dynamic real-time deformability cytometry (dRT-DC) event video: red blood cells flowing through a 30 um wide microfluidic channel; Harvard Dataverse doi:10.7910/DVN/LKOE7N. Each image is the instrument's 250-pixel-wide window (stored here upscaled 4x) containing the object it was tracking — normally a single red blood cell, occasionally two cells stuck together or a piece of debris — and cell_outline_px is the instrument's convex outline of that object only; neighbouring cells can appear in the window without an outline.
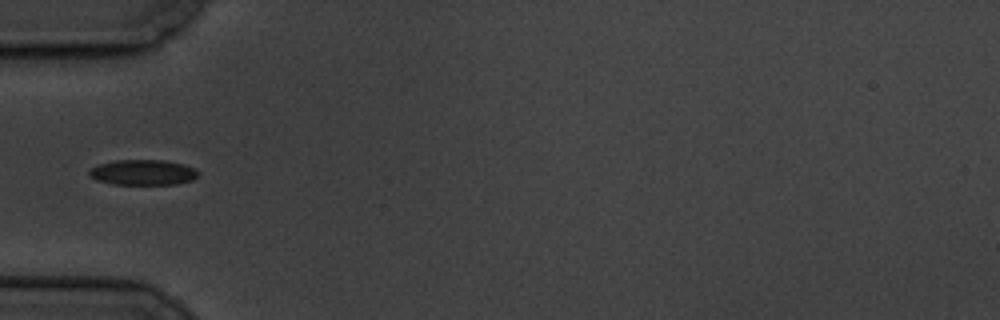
{"species": "common noctule bat (a hibernating species)", "species_latin": "Nyctalus noctula", "temperature_condition": "cold", "stored_images_in_passage": 7, "camera_frame_rate_fps": 3000, "um_per_image_px": 0.085, "animal": {"sex": "male", "body_mass_g": 19.5, "forearm_length_mm": 54.6}, "frame": {"image": 1, "passage_image": 6, "time_ms": 5.333, "image_size_px": [1000, 320], "cell_outline_px": [[200, 176], [192, 180], [176, 184], [112, 184], [96, 180], [88, 176], [88, 172], [92, 168], [100, 164], [116, 160], [164, 160], [184, 164], [196, 168], [200, 172]], "centroid_in_image_um": [12.2, 14.65], "position_along_channel_um": 72.8, "area_um2": 16.3}}
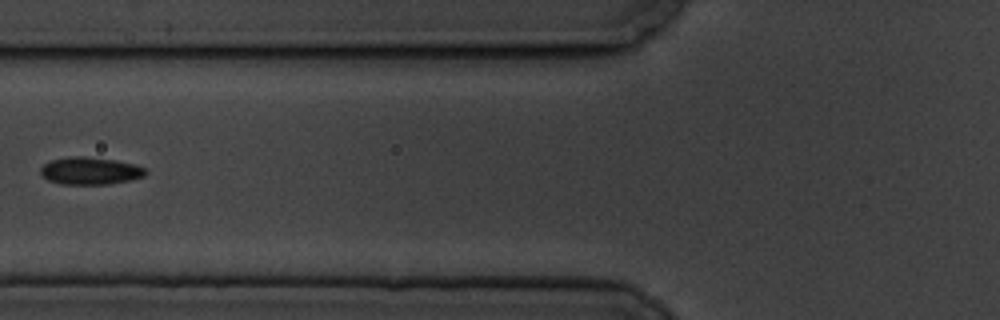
{"frame": {"image": 2, "passage_image": 7, "time_ms": 6.667, "image_size_px": [1000, 320], "cell_outline_px": [[148, 172], [144, 176], [132, 180], [108, 184], [60, 184], [48, 180], [40, 176], [40, 168], [44, 164], [52, 160], [72, 156], [84, 156], [116, 160], [132, 164], [144, 168]], "centroid_in_image_um": [7.64, 14.53], "position_along_channel_um": 118.2, "area_um2": 16.82}}